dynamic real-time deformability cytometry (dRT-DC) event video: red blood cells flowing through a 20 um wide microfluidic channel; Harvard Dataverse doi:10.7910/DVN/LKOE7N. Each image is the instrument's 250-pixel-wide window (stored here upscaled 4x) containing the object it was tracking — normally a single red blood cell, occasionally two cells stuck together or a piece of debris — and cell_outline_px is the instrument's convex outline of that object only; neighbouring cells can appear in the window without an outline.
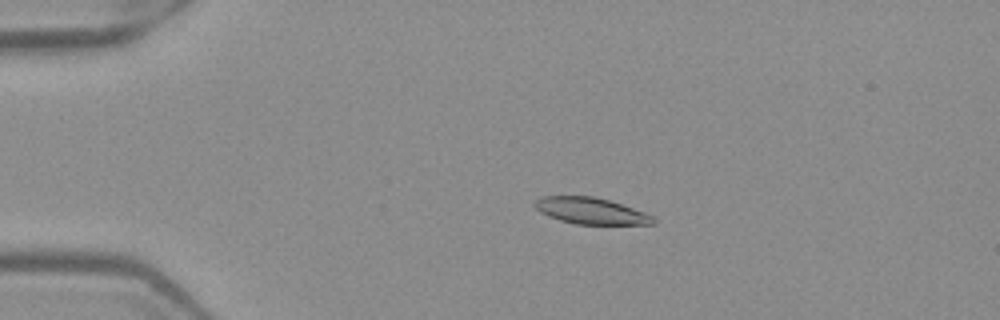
{"species": "Egyptian fruit bat (a non-hibernating species)", "species_latin": "Rousettus aegyptiacus", "temperature_condition": "warm", "stored_images_in_passage": 52, "camera_frame_rate_fps": 3000, "um_per_image_px": 0.085, "frame": {"image": 1, "passage_image": 12, "time_ms": 3.667, "image_size_px": [1000, 320], "cell_outline_px": [[656, 224], [576, 224], [560, 220], [548, 216], [540, 212], [532, 204], [540, 196], [592, 196], [608, 200], [644, 212], [652, 216], [656, 220]], "centroid_in_image_um": [50.19, 17.92], "position_along_channel_um": 34.8, "area_um2": 18.09}}
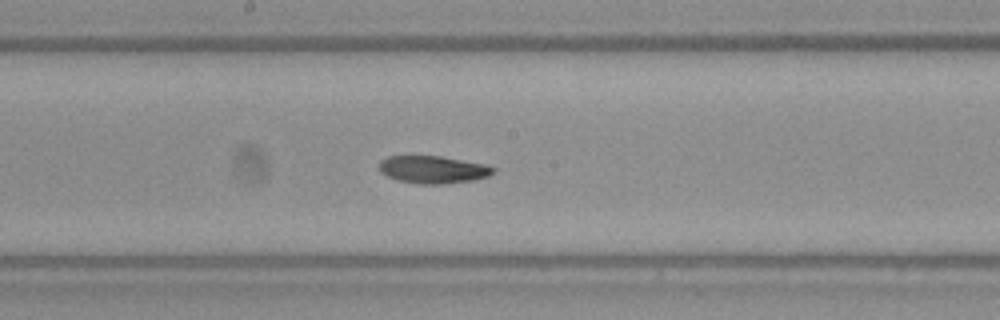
{"frame": {"image": 2, "passage_image": 29, "time_ms": 9.333, "image_size_px": [1000, 320], "cell_outline_px": [[496, 172], [488, 176], [476, 180], [444, 184], [416, 184], [396, 180], [380, 172], [380, 160], [388, 156], [440, 156], [488, 164], [496, 168]], "centroid_in_image_um": [36.86, 14.42], "position_along_channel_um": 211.3, "area_um2": 18.61}}
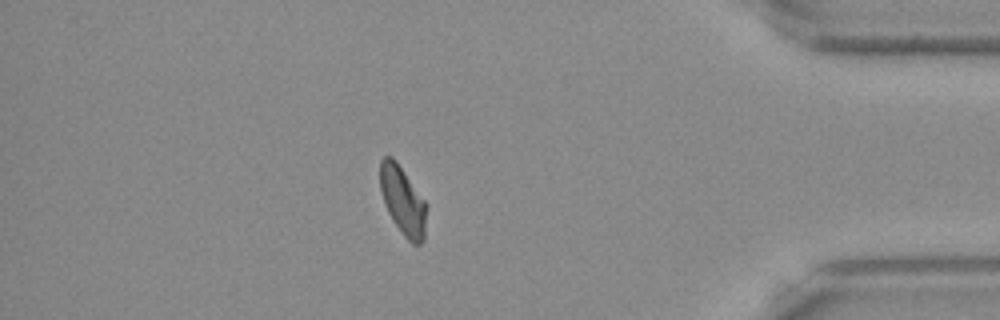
{"frame": {"image": 3, "passage_image": 46, "time_ms": 15.0, "image_size_px": [1000, 320], "cell_outline_px": [[428, 204], [424, 240], [420, 244], [412, 244], [404, 236], [392, 220], [388, 212], [380, 188], [380, 160], [384, 156], [392, 156], [396, 160]], "centroid_in_image_um": [34.27, 17.06], "position_along_channel_um": 400.9, "area_um2": 18.73}, "authors_computed_cell_mechanics": {"area_um2": 18.8139, "velocity_mm_per_s": 3.978, "shape_relaxation_time_tau1_ms": 9.8528, "shape_relaxation_time_tau2_ms": 6.6929, "deformation_change_tau1": 0.2434, "deformation_change_tau2": 0.1446}}